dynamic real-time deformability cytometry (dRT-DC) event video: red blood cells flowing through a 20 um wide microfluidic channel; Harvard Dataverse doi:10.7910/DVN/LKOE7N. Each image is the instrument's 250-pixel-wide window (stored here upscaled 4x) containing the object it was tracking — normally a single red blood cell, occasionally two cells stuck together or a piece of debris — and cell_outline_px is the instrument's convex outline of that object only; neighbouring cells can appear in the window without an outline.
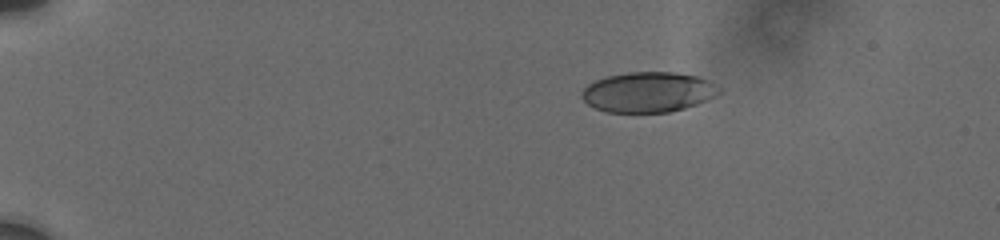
{"species": "human", "species_latin": "Homo sapiens", "temperature_condition": "cold", "stored_images_in_passage": 11, "camera_frame_rate_fps": 3000, "um_per_image_px": 0.085, "donor": {"sex": "male"}, "frame": {"image": 1, "passage_image": 1, "time_ms": 0.0, "image_size_px": [1000, 240], "cell_outline_px": [[720, 92], [696, 104], [684, 108], [668, 112], [604, 112], [588, 104], [580, 96], [580, 92], [588, 84], [596, 80], [608, 76], [628, 72], [672, 72], [696, 76], [708, 80], [720, 88]], "centroid_in_image_um": [55.04, 7.83], "position_along_channel_um": 30.0, "area_um2": 31.91}}
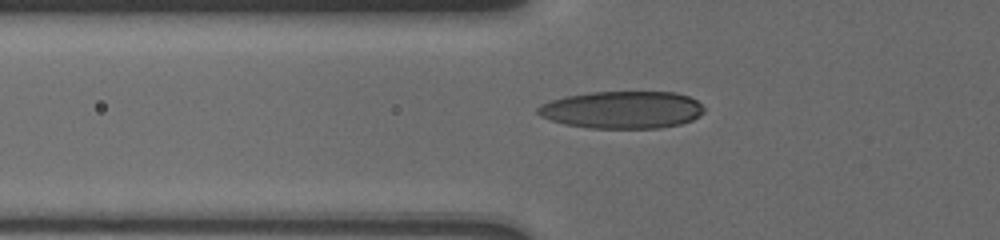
{"frame": {"image": 2, "passage_image": 10, "time_ms": 3.667, "image_size_px": [1000, 240], "cell_outline_px": [[704, 112], [692, 120], [680, 124], [660, 128], [588, 128], [564, 124], [540, 116], [536, 112], [536, 108], [540, 104], [564, 96], [588, 92], [676, 92], [688, 96], [696, 100], [704, 108]], "centroid_in_image_um": [52.86, 9.33], "position_along_channel_um": 72.9, "area_um2": 36.36}}